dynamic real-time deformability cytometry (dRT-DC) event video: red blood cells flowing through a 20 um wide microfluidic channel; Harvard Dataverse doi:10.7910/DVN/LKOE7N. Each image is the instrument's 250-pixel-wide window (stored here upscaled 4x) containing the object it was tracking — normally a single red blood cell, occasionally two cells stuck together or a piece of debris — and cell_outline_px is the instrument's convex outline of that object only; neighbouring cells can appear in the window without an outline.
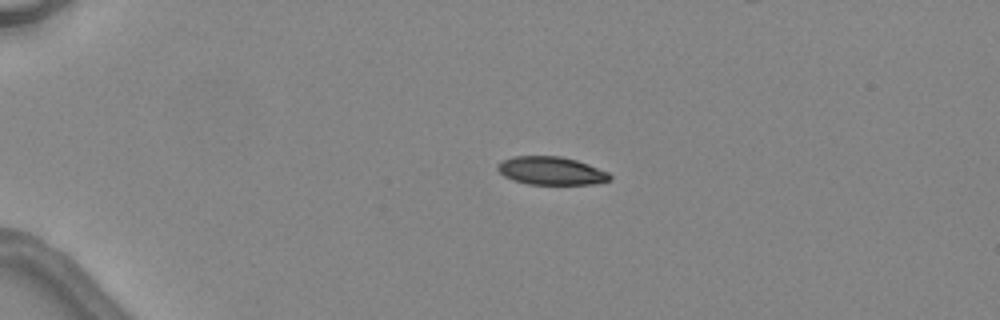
{"species": "common noctule bat (a hibernating species)", "species_latin": "Nyctalus noctula", "temperature_condition": "warm", "stored_images_in_passage": 3, "camera_frame_rate_fps": 3000, "um_per_image_px": 0.085, "animal": {"sex": "female", "body_mass_g": 24.6, "forearm_length_mm": 56.2}, "frame": {"image": 1, "passage_image": 1, "time_ms": 0.0, "image_size_px": [1000, 320], "cell_outline_px": [[612, 180], [596, 184], [528, 184], [512, 180], [504, 176], [496, 168], [496, 164], [500, 160], [512, 156], [560, 156], [576, 160], [588, 164], [608, 172], [612, 176]], "centroid_in_image_um": [46.83, 14.51], "position_along_channel_um": 38.2, "area_um2": 18.61}}